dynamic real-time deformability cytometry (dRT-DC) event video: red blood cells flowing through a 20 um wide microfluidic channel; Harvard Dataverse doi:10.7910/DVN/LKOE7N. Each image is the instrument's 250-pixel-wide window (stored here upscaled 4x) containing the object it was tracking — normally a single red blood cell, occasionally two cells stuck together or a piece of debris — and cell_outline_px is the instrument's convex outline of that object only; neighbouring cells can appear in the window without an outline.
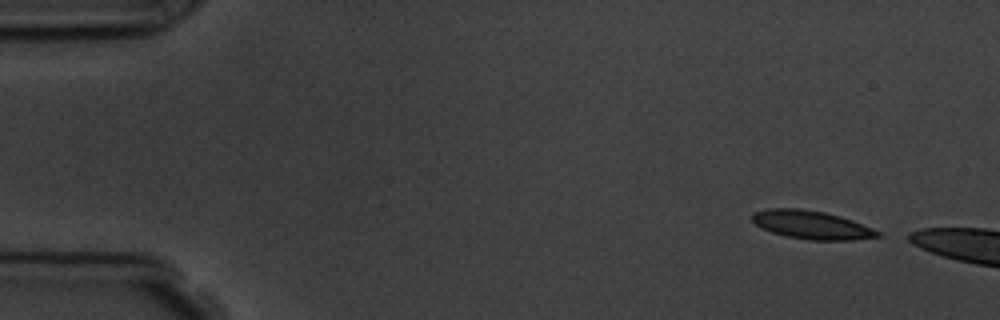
{"species": "common noctule bat (a hibernating species)", "species_latin": "Nyctalus noctula", "temperature_condition": "room temperature", "stored_images_in_passage": 3, "camera_frame_rate_fps": 3000, "um_per_image_px": 0.085, "animal": {"sex": "male", "body_mass_g": 19.5, "forearm_length_mm": 54.6}, "frame": {"image": 1, "passage_image": 1, "time_ms": 0.0, "image_size_px": [1000, 320], "cell_outline_px": [[884, 236], [852, 240], [808, 240], [788, 236], [772, 232], [756, 224], [752, 220], [752, 212], [768, 208], [800, 208], [824, 212], [840, 216], [852, 220], [884, 232]], "centroid_in_image_um": [69.05, 19.11], "position_along_channel_um": 16.0, "area_um2": 20.87}}